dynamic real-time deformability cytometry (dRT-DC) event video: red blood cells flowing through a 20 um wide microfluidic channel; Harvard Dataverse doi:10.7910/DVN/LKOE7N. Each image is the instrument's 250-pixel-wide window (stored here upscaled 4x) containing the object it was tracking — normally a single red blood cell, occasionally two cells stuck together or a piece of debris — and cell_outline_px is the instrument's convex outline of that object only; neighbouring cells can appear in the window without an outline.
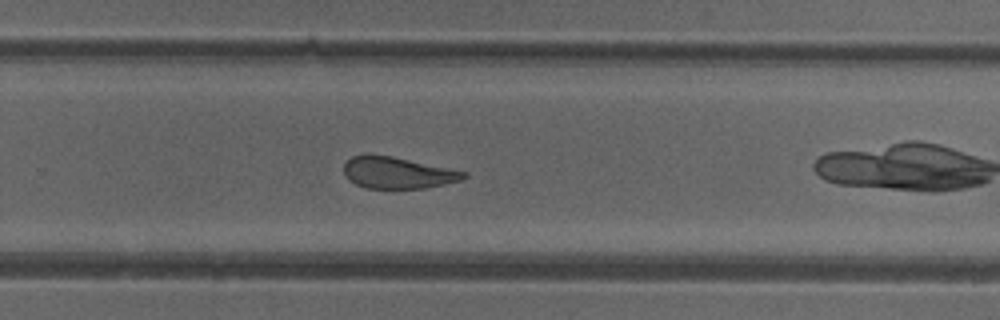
{"species": "common noctule bat (a hibernating species)", "species_latin": "Nyctalus noctula", "temperature_condition": "cold", "stored_images_in_passage": 32, "camera_frame_rate_fps": 3000, "um_per_image_px": 0.085, "animal": {"sex": "female"}, "frame": {"image": 1, "passage_image": 19, "time_ms": 6.0, "image_size_px": [1000, 320], "cell_outline_px": [[468, 176], [460, 180], [444, 184], [424, 188], [368, 188], [356, 184], [348, 180], [344, 176], [344, 164], [352, 156], [392, 156], [468, 172]], "centroid_in_image_um": [33.81, 14.7], "position_along_channel_um": 296.0, "area_um2": 21.68}, "authors_computed_cell_mechanics": {"area_um2": 23.4379, "velocity_mm_per_s": 3.9811, "shape_relaxation_time_tau1_ms": null, "shape_relaxation_time_tau2_ms": 2.2252, "deformation_change_tau1": null, "deformation_change_tau2": 0.0984}}